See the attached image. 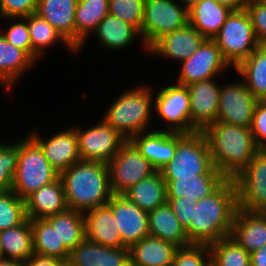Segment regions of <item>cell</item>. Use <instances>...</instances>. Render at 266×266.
<instances>
[{
    "label": "cell",
    "instance_id": "1",
    "mask_svg": "<svg viewBox=\"0 0 266 266\" xmlns=\"http://www.w3.org/2000/svg\"><path fill=\"white\" fill-rule=\"evenodd\" d=\"M237 209L234 179L226 178L212 193L193 206L192 220L185 230L189 242L210 245L231 236Z\"/></svg>",
    "mask_w": 266,
    "mask_h": 266
},
{
    "label": "cell",
    "instance_id": "2",
    "mask_svg": "<svg viewBox=\"0 0 266 266\" xmlns=\"http://www.w3.org/2000/svg\"><path fill=\"white\" fill-rule=\"evenodd\" d=\"M202 133L213 165L226 178L234 179L259 152L250 128L217 121Z\"/></svg>",
    "mask_w": 266,
    "mask_h": 266
},
{
    "label": "cell",
    "instance_id": "3",
    "mask_svg": "<svg viewBox=\"0 0 266 266\" xmlns=\"http://www.w3.org/2000/svg\"><path fill=\"white\" fill-rule=\"evenodd\" d=\"M69 209L85 213L106 205L112 194L108 165L80 160L59 174Z\"/></svg>",
    "mask_w": 266,
    "mask_h": 266
},
{
    "label": "cell",
    "instance_id": "4",
    "mask_svg": "<svg viewBox=\"0 0 266 266\" xmlns=\"http://www.w3.org/2000/svg\"><path fill=\"white\" fill-rule=\"evenodd\" d=\"M147 85L126 90L113 101L103 120L126 140L147 132L152 120L153 92Z\"/></svg>",
    "mask_w": 266,
    "mask_h": 266
},
{
    "label": "cell",
    "instance_id": "5",
    "mask_svg": "<svg viewBox=\"0 0 266 266\" xmlns=\"http://www.w3.org/2000/svg\"><path fill=\"white\" fill-rule=\"evenodd\" d=\"M59 178V173L45 158L40 145L29 135L18 141L16 172L11 190L25 200L42 186Z\"/></svg>",
    "mask_w": 266,
    "mask_h": 266
},
{
    "label": "cell",
    "instance_id": "6",
    "mask_svg": "<svg viewBox=\"0 0 266 266\" xmlns=\"http://www.w3.org/2000/svg\"><path fill=\"white\" fill-rule=\"evenodd\" d=\"M164 180L194 177L199 174H222L212 163L207 140L202 132L177 133L173 158L160 169Z\"/></svg>",
    "mask_w": 266,
    "mask_h": 266
},
{
    "label": "cell",
    "instance_id": "7",
    "mask_svg": "<svg viewBox=\"0 0 266 266\" xmlns=\"http://www.w3.org/2000/svg\"><path fill=\"white\" fill-rule=\"evenodd\" d=\"M213 40L224 59L234 68L260 45L246 9L232 10Z\"/></svg>",
    "mask_w": 266,
    "mask_h": 266
},
{
    "label": "cell",
    "instance_id": "8",
    "mask_svg": "<svg viewBox=\"0 0 266 266\" xmlns=\"http://www.w3.org/2000/svg\"><path fill=\"white\" fill-rule=\"evenodd\" d=\"M189 23L188 8L173 0H145L141 37L145 50L162 36Z\"/></svg>",
    "mask_w": 266,
    "mask_h": 266
},
{
    "label": "cell",
    "instance_id": "9",
    "mask_svg": "<svg viewBox=\"0 0 266 266\" xmlns=\"http://www.w3.org/2000/svg\"><path fill=\"white\" fill-rule=\"evenodd\" d=\"M107 165L112 194H124L134 184L157 171L130 140L121 145Z\"/></svg>",
    "mask_w": 266,
    "mask_h": 266
},
{
    "label": "cell",
    "instance_id": "10",
    "mask_svg": "<svg viewBox=\"0 0 266 266\" xmlns=\"http://www.w3.org/2000/svg\"><path fill=\"white\" fill-rule=\"evenodd\" d=\"M78 151L81 160L108 164L126 139L103 119L94 127L81 130L76 127Z\"/></svg>",
    "mask_w": 266,
    "mask_h": 266
},
{
    "label": "cell",
    "instance_id": "11",
    "mask_svg": "<svg viewBox=\"0 0 266 266\" xmlns=\"http://www.w3.org/2000/svg\"><path fill=\"white\" fill-rule=\"evenodd\" d=\"M238 208L263 212L266 209V156L260 151L234 177Z\"/></svg>",
    "mask_w": 266,
    "mask_h": 266
},
{
    "label": "cell",
    "instance_id": "12",
    "mask_svg": "<svg viewBox=\"0 0 266 266\" xmlns=\"http://www.w3.org/2000/svg\"><path fill=\"white\" fill-rule=\"evenodd\" d=\"M154 110L168 123L166 131L191 134L190 97L186 86L172 84L157 93Z\"/></svg>",
    "mask_w": 266,
    "mask_h": 266
},
{
    "label": "cell",
    "instance_id": "13",
    "mask_svg": "<svg viewBox=\"0 0 266 266\" xmlns=\"http://www.w3.org/2000/svg\"><path fill=\"white\" fill-rule=\"evenodd\" d=\"M181 64L177 84L183 86L215 78L230 67L213 39H205L197 51Z\"/></svg>",
    "mask_w": 266,
    "mask_h": 266
},
{
    "label": "cell",
    "instance_id": "14",
    "mask_svg": "<svg viewBox=\"0 0 266 266\" xmlns=\"http://www.w3.org/2000/svg\"><path fill=\"white\" fill-rule=\"evenodd\" d=\"M257 102L241 80L221 85L217 121L250 128Z\"/></svg>",
    "mask_w": 266,
    "mask_h": 266
},
{
    "label": "cell",
    "instance_id": "15",
    "mask_svg": "<svg viewBox=\"0 0 266 266\" xmlns=\"http://www.w3.org/2000/svg\"><path fill=\"white\" fill-rule=\"evenodd\" d=\"M112 209L123 247L130 248L150 235L148 212L140 209L123 194H113L107 203Z\"/></svg>",
    "mask_w": 266,
    "mask_h": 266
},
{
    "label": "cell",
    "instance_id": "16",
    "mask_svg": "<svg viewBox=\"0 0 266 266\" xmlns=\"http://www.w3.org/2000/svg\"><path fill=\"white\" fill-rule=\"evenodd\" d=\"M186 87L190 97L191 133L202 132L206 127L217 122L221 85L216 84L212 78Z\"/></svg>",
    "mask_w": 266,
    "mask_h": 266
},
{
    "label": "cell",
    "instance_id": "17",
    "mask_svg": "<svg viewBox=\"0 0 266 266\" xmlns=\"http://www.w3.org/2000/svg\"><path fill=\"white\" fill-rule=\"evenodd\" d=\"M29 135L40 145L45 158L59 174L81 160L75 127L57 132L47 140L35 131Z\"/></svg>",
    "mask_w": 266,
    "mask_h": 266
},
{
    "label": "cell",
    "instance_id": "18",
    "mask_svg": "<svg viewBox=\"0 0 266 266\" xmlns=\"http://www.w3.org/2000/svg\"><path fill=\"white\" fill-rule=\"evenodd\" d=\"M68 262L72 266H130V251L127 247H105L85 238L70 251Z\"/></svg>",
    "mask_w": 266,
    "mask_h": 266
},
{
    "label": "cell",
    "instance_id": "19",
    "mask_svg": "<svg viewBox=\"0 0 266 266\" xmlns=\"http://www.w3.org/2000/svg\"><path fill=\"white\" fill-rule=\"evenodd\" d=\"M205 38L189 23L176 31L168 33L158 39L148 53L177 59L181 63L197 51Z\"/></svg>",
    "mask_w": 266,
    "mask_h": 266
},
{
    "label": "cell",
    "instance_id": "20",
    "mask_svg": "<svg viewBox=\"0 0 266 266\" xmlns=\"http://www.w3.org/2000/svg\"><path fill=\"white\" fill-rule=\"evenodd\" d=\"M130 141L152 166L160 171L173 158L177 147V132L154 130L133 136Z\"/></svg>",
    "mask_w": 266,
    "mask_h": 266
},
{
    "label": "cell",
    "instance_id": "21",
    "mask_svg": "<svg viewBox=\"0 0 266 266\" xmlns=\"http://www.w3.org/2000/svg\"><path fill=\"white\" fill-rule=\"evenodd\" d=\"M85 238L105 247L122 248L123 242L112 209L106 204L83 213Z\"/></svg>",
    "mask_w": 266,
    "mask_h": 266
},
{
    "label": "cell",
    "instance_id": "22",
    "mask_svg": "<svg viewBox=\"0 0 266 266\" xmlns=\"http://www.w3.org/2000/svg\"><path fill=\"white\" fill-rule=\"evenodd\" d=\"M231 237L252 253L266 245V215L263 212L237 209L232 225Z\"/></svg>",
    "mask_w": 266,
    "mask_h": 266
},
{
    "label": "cell",
    "instance_id": "23",
    "mask_svg": "<svg viewBox=\"0 0 266 266\" xmlns=\"http://www.w3.org/2000/svg\"><path fill=\"white\" fill-rule=\"evenodd\" d=\"M26 215L30 220L46 219L68 209L63 184L58 178L42 186L25 199Z\"/></svg>",
    "mask_w": 266,
    "mask_h": 266
},
{
    "label": "cell",
    "instance_id": "24",
    "mask_svg": "<svg viewBox=\"0 0 266 266\" xmlns=\"http://www.w3.org/2000/svg\"><path fill=\"white\" fill-rule=\"evenodd\" d=\"M78 0H38L36 14L49 22L75 49V11Z\"/></svg>",
    "mask_w": 266,
    "mask_h": 266
},
{
    "label": "cell",
    "instance_id": "25",
    "mask_svg": "<svg viewBox=\"0 0 266 266\" xmlns=\"http://www.w3.org/2000/svg\"><path fill=\"white\" fill-rule=\"evenodd\" d=\"M231 12L216 0H201L188 8L189 24L205 39H213Z\"/></svg>",
    "mask_w": 266,
    "mask_h": 266
},
{
    "label": "cell",
    "instance_id": "26",
    "mask_svg": "<svg viewBox=\"0 0 266 266\" xmlns=\"http://www.w3.org/2000/svg\"><path fill=\"white\" fill-rule=\"evenodd\" d=\"M178 247L153 236H146L129 248L130 266H172Z\"/></svg>",
    "mask_w": 266,
    "mask_h": 266
},
{
    "label": "cell",
    "instance_id": "27",
    "mask_svg": "<svg viewBox=\"0 0 266 266\" xmlns=\"http://www.w3.org/2000/svg\"><path fill=\"white\" fill-rule=\"evenodd\" d=\"M226 177L223 174H199L194 177L165 180L167 198L184 197L192 204L212 193Z\"/></svg>",
    "mask_w": 266,
    "mask_h": 266
},
{
    "label": "cell",
    "instance_id": "28",
    "mask_svg": "<svg viewBox=\"0 0 266 266\" xmlns=\"http://www.w3.org/2000/svg\"><path fill=\"white\" fill-rule=\"evenodd\" d=\"M148 223L150 236L174 244L178 248L191 244L185 229L168 203L148 212Z\"/></svg>",
    "mask_w": 266,
    "mask_h": 266
},
{
    "label": "cell",
    "instance_id": "29",
    "mask_svg": "<svg viewBox=\"0 0 266 266\" xmlns=\"http://www.w3.org/2000/svg\"><path fill=\"white\" fill-rule=\"evenodd\" d=\"M34 254L31 220L0 231V258L24 262ZM7 256V257H6Z\"/></svg>",
    "mask_w": 266,
    "mask_h": 266
},
{
    "label": "cell",
    "instance_id": "30",
    "mask_svg": "<svg viewBox=\"0 0 266 266\" xmlns=\"http://www.w3.org/2000/svg\"><path fill=\"white\" fill-rule=\"evenodd\" d=\"M108 14L109 0H78L75 11V50L77 52Z\"/></svg>",
    "mask_w": 266,
    "mask_h": 266
},
{
    "label": "cell",
    "instance_id": "31",
    "mask_svg": "<svg viewBox=\"0 0 266 266\" xmlns=\"http://www.w3.org/2000/svg\"><path fill=\"white\" fill-rule=\"evenodd\" d=\"M123 195L140 209L150 212L167 203L166 182L160 171L134 184Z\"/></svg>",
    "mask_w": 266,
    "mask_h": 266
},
{
    "label": "cell",
    "instance_id": "32",
    "mask_svg": "<svg viewBox=\"0 0 266 266\" xmlns=\"http://www.w3.org/2000/svg\"><path fill=\"white\" fill-rule=\"evenodd\" d=\"M36 63L25 51L9 43L0 33V83L8 91Z\"/></svg>",
    "mask_w": 266,
    "mask_h": 266
},
{
    "label": "cell",
    "instance_id": "33",
    "mask_svg": "<svg viewBox=\"0 0 266 266\" xmlns=\"http://www.w3.org/2000/svg\"><path fill=\"white\" fill-rule=\"evenodd\" d=\"M235 71L243 77V82L251 94L261 101L266 95V44H260Z\"/></svg>",
    "mask_w": 266,
    "mask_h": 266
},
{
    "label": "cell",
    "instance_id": "34",
    "mask_svg": "<svg viewBox=\"0 0 266 266\" xmlns=\"http://www.w3.org/2000/svg\"><path fill=\"white\" fill-rule=\"evenodd\" d=\"M101 45L109 50H121L134 42L140 32L132 25L108 14L94 31Z\"/></svg>",
    "mask_w": 266,
    "mask_h": 266
},
{
    "label": "cell",
    "instance_id": "35",
    "mask_svg": "<svg viewBox=\"0 0 266 266\" xmlns=\"http://www.w3.org/2000/svg\"><path fill=\"white\" fill-rule=\"evenodd\" d=\"M34 254L68 261L70 251L59 242L56 228L47 219L31 220Z\"/></svg>",
    "mask_w": 266,
    "mask_h": 266
},
{
    "label": "cell",
    "instance_id": "36",
    "mask_svg": "<svg viewBox=\"0 0 266 266\" xmlns=\"http://www.w3.org/2000/svg\"><path fill=\"white\" fill-rule=\"evenodd\" d=\"M56 228L59 242L71 251L85 239V221L83 213L67 209L46 218Z\"/></svg>",
    "mask_w": 266,
    "mask_h": 266
},
{
    "label": "cell",
    "instance_id": "37",
    "mask_svg": "<svg viewBox=\"0 0 266 266\" xmlns=\"http://www.w3.org/2000/svg\"><path fill=\"white\" fill-rule=\"evenodd\" d=\"M25 18L32 43L34 61L39 60V57L44 55V48L52 46L58 40L68 47L72 53L77 52L49 22L36 13L30 14Z\"/></svg>",
    "mask_w": 266,
    "mask_h": 266
},
{
    "label": "cell",
    "instance_id": "38",
    "mask_svg": "<svg viewBox=\"0 0 266 266\" xmlns=\"http://www.w3.org/2000/svg\"><path fill=\"white\" fill-rule=\"evenodd\" d=\"M211 266H251L250 253L231 236L209 245Z\"/></svg>",
    "mask_w": 266,
    "mask_h": 266
},
{
    "label": "cell",
    "instance_id": "39",
    "mask_svg": "<svg viewBox=\"0 0 266 266\" xmlns=\"http://www.w3.org/2000/svg\"><path fill=\"white\" fill-rule=\"evenodd\" d=\"M26 219L25 200L12 190L0 192V231L16 227Z\"/></svg>",
    "mask_w": 266,
    "mask_h": 266
},
{
    "label": "cell",
    "instance_id": "40",
    "mask_svg": "<svg viewBox=\"0 0 266 266\" xmlns=\"http://www.w3.org/2000/svg\"><path fill=\"white\" fill-rule=\"evenodd\" d=\"M145 0H109V14L134 26L141 35Z\"/></svg>",
    "mask_w": 266,
    "mask_h": 266
},
{
    "label": "cell",
    "instance_id": "41",
    "mask_svg": "<svg viewBox=\"0 0 266 266\" xmlns=\"http://www.w3.org/2000/svg\"><path fill=\"white\" fill-rule=\"evenodd\" d=\"M172 266H211L209 245L191 243L179 247Z\"/></svg>",
    "mask_w": 266,
    "mask_h": 266
},
{
    "label": "cell",
    "instance_id": "42",
    "mask_svg": "<svg viewBox=\"0 0 266 266\" xmlns=\"http://www.w3.org/2000/svg\"><path fill=\"white\" fill-rule=\"evenodd\" d=\"M18 158V142L0 143V192L9 191L13 185Z\"/></svg>",
    "mask_w": 266,
    "mask_h": 266
},
{
    "label": "cell",
    "instance_id": "43",
    "mask_svg": "<svg viewBox=\"0 0 266 266\" xmlns=\"http://www.w3.org/2000/svg\"><path fill=\"white\" fill-rule=\"evenodd\" d=\"M11 19L18 20L17 22L12 23L11 26L8 27L9 29H6L7 32L3 29L1 31L2 35L9 43L25 51L33 59V48L26 18H7V20L10 21ZM19 19H22V21L18 22L20 21Z\"/></svg>",
    "mask_w": 266,
    "mask_h": 266
},
{
    "label": "cell",
    "instance_id": "44",
    "mask_svg": "<svg viewBox=\"0 0 266 266\" xmlns=\"http://www.w3.org/2000/svg\"><path fill=\"white\" fill-rule=\"evenodd\" d=\"M245 9L251 18L258 42L266 44V0H250Z\"/></svg>",
    "mask_w": 266,
    "mask_h": 266
},
{
    "label": "cell",
    "instance_id": "45",
    "mask_svg": "<svg viewBox=\"0 0 266 266\" xmlns=\"http://www.w3.org/2000/svg\"><path fill=\"white\" fill-rule=\"evenodd\" d=\"M38 0H0V17L22 18L36 12Z\"/></svg>",
    "mask_w": 266,
    "mask_h": 266
},
{
    "label": "cell",
    "instance_id": "46",
    "mask_svg": "<svg viewBox=\"0 0 266 266\" xmlns=\"http://www.w3.org/2000/svg\"><path fill=\"white\" fill-rule=\"evenodd\" d=\"M250 130L255 144L260 147L266 141V105L261 101L254 108Z\"/></svg>",
    "mask_w": 266,
    "mask_h": 266
},
{
    "label": "cell",
    "instance_id": "47",
    "mask_svg": "<svg viewBox=\"0 0 266 266\" xmlns=\"http://www.w3.org/2000/svg\"><path fill=\"white\" fill-rule=\"evenodd\" d=\"M167 203L171 207L175 216L178 218L182 227L186 230L190 226L193 206L195 205L184 197L167 198Z\"/></svg>",
    "mask_w": 266,
    "mask_h": 266
},
{
    "label": "cell",
    "instance_id": "48",
    "mask_svg": "<svg viewBox=\"0 0 266 266\" xmlns=\"http://www.w3.org/2000/svg\"><path fill=\"white\" fill-rule=\"evenodd\" d=\"M64 261L33 254L30 258L23 262V266H60Z\"/></svg>",
    "mask_w": 266,
    "mask_h": 266
},
{
    "label": "cell",
    "instance_id": "49",
    "mask_svg": "<svg viewBox=\"0 0 266 266\" xmlns=\"http://www.w3.org/2000/svg\"><path fill=\"white\" fill-rule=\"evenodd\" d=\"M251 266H266V245L250 253Z\"/></svg>",
    "mask_w": 266,
    "mask_h": 266
},
{
    "label": "cell",
    "instance_id": "50",
    "mask_svg": "<svg viewBox=\"0 0 266 266\" xmlns=\"http://www.w3.org/2000/svg\"><path fill=\"white\" fill-rule=\"evenodd\" d=\"M217 3L228 6L232 10L245 9L250 0H216Z\"/></svg>",
    "mask_w": 266,
    "mask_h": 266
},
{
    "label": "cell",
    "instance_id": "51",
    "mask_svg": "<svg viewBox=\"0 0 266 266\" xmlns=\"http://www.w3.org/2000/svg\"><path fill=\"white\" fill-rule=\"evenodd\" d=\"M0 266H23L22 262L0 258Z\"/></svg>",
    "mask_w": 266,
    "mask_h": 266
},
{
    "label": "cell",
    "instance_id": "52",
    "mask_svg": "<svg viewBox=\"0 0 266 266\" xmlns=\"http://www.w3.org/2000/svg\"><path fill=\"white\" fill-rule=\"evenodd\" d=\"M199 1L201 0H180L178 2H180L182 5L184 4L185 7L190 8L192 5Z\"/></svg>",
    "mask_w": 266,
    "mask_h": 266
},
{
    "label": "cell",
    "instance_id": "53",
    "mask_svg": "<svg viewBox=\"0 0 266 266\" xmlns=\"http://www.w3.org/2000/svg\"><path fill=\"white\" fill-rule=\"evenodd\" d=\"M259 151L266 156V141L259 147Z\"/></svg>",
    "mask_w": 266,
    "mask_h": 266
},
{
    "label": "cell",
    "instance_id": "54",
    "mask_svg": "<svg viewBox=\"0 0 266 266\" xmlns=\"http://www.w3.org/2000/svg\"><path fill=\"white\" fill-rule=\"evenodd\" d=\"M60 266H72L68 261L63 262Z\"/></svg>",
    "mask_w": 266,
    "mask_h": 266
},
{
    "label": "cell",
    "instance_id": "55",
    "mask_svg": "<svg viewBox=\"0 0 266 266\" xmlns=\"http://www.w3.org/2000/svg\"><path fill=\"white\" fill-rule=\"evenodd\" d=\"M261 102H263L266 105V95L263 97V99L261 100Z\"/></svg>",
    "mask_w": 266,
    "mask_h": 266
}]
</instances>
